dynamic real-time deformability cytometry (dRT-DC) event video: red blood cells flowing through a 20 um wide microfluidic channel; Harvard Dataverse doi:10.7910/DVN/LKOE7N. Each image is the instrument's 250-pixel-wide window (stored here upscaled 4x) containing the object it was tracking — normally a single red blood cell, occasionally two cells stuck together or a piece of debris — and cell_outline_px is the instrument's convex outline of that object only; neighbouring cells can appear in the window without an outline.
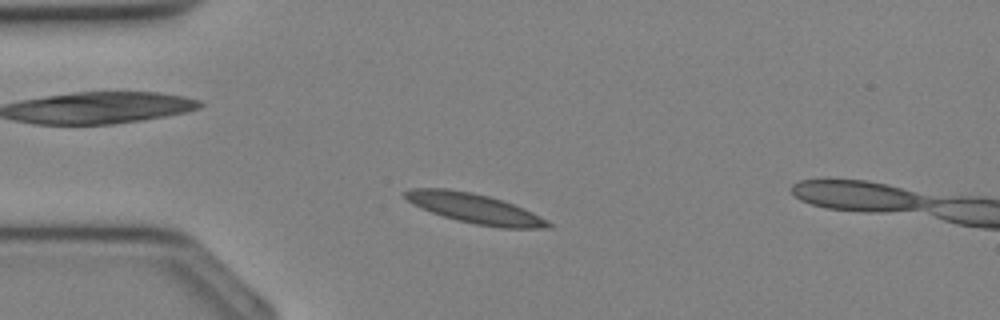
{"species": "Egyptian fruit bat (a non-hibernating species)", "species_latin": "Rousettus aegyptiacus", "temperature_condition": "cold", "stored_images_in_passage": 32, "camera_frame_rate_fps": 3000, "um_per_image_px": 0.085, "animal": {"sex": "female"}, "frame": {"image": 1, "passage_image": 5, "time_ms": 1.333, "image_size_px": [1000, 320], "cell_outline_px": [[552, 228], [500, 228], [476, 224], [456, 220], [432, 212], [412, 204], [400, 192], [412, 188], [448, 188], [472, 192], [504, 200], [532, 212], [548, 220], [552, 224]], "centroid_in_image_um": [40.35, 17.71], "position_along_channel_um": 44.7, "area_um2": 24.91}}
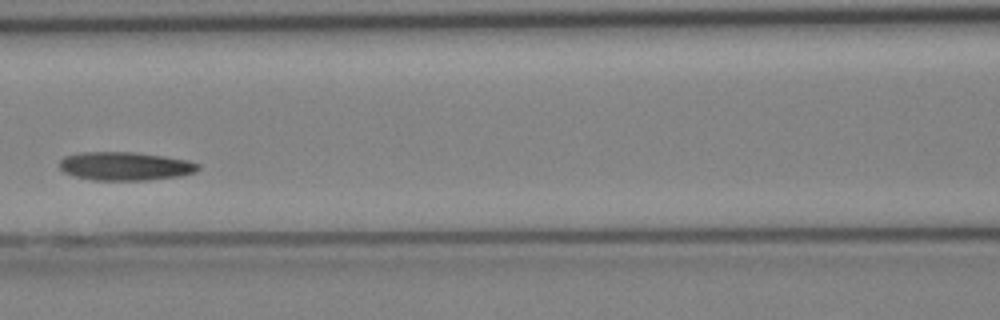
{"frame": {"image": 2, "passage_image": 12, "time_ms": 3.667, "image_size_px": [1000, 320], "cell_outline_px": [[200, 168], [196, 172], [180, 176], [148, 180], [92, 180], [76, 176], [64, 172], [60, 168], [60, 160], [64, 156], [80, 152], [136, 152], [164, 156], [188, 160], [200, 164]], "centroid_in_image_um": [10.66, 14.12], "position_along_channel_um": 155.9, "area_um2": 23.12}}
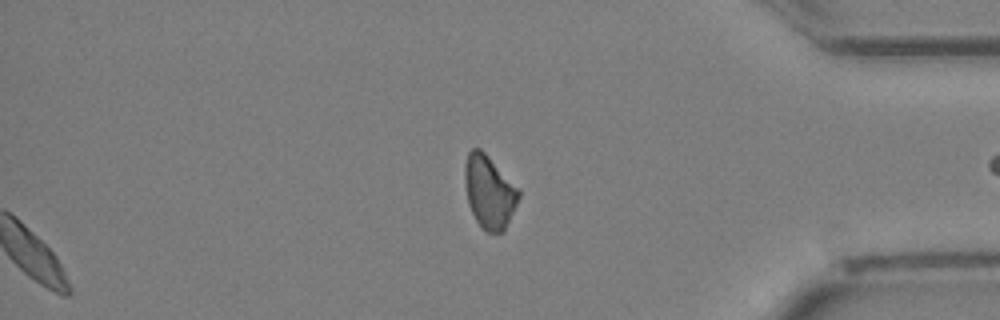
{"frame": {"image": 3, "passage_image": 32, "time_ms": 10.333, "image_size_px": [1000, 320], "cell_outline_px": [[520, 196], [504, 232], [484, 232], [480, 228], [468, 204], [464, 180], [464, 164], [468, 152], [472, 148], [480, 148], [520, 188]], "centroid_in_image_um": [41.58, 16.31], "position_along_channel_um": 393.6, "area_um2": 23.18}}